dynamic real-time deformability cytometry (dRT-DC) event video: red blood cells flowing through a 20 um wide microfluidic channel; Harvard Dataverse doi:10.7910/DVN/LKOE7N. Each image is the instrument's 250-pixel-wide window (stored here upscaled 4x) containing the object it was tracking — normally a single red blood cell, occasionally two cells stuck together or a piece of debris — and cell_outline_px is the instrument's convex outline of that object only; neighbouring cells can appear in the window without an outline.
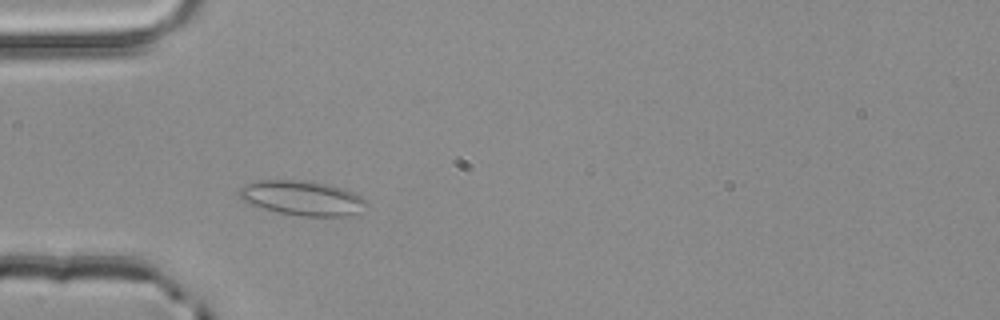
{"species": "common noctule bat (a hibernating species)", "species_latin": "Nyctalus noctula", "temperature_condition": "room temperature", "stored_images_in_passage": 1, "camera_frame_rate_fps": 3000, "um_per_image_px": 0.085, "animal": {"sex": "male", "body_mass_g": 20.4}, "frame": {"image": 1, "passage_image": 1, "time_ms": 0.0, "image_size_px": [1000, 320], "cell_outline_px": [[368, 204], [348, 216], [300, 216], [280, 212], [264, 208], [240, 200], [236, 192], [244, 184], [256, 180], [312, 180], [344, 188], [360, 196]], "centroid_in_image_um": [25.62, 16.81], "position_along_channel_um": 59.4, "area_um2": 25.72}}